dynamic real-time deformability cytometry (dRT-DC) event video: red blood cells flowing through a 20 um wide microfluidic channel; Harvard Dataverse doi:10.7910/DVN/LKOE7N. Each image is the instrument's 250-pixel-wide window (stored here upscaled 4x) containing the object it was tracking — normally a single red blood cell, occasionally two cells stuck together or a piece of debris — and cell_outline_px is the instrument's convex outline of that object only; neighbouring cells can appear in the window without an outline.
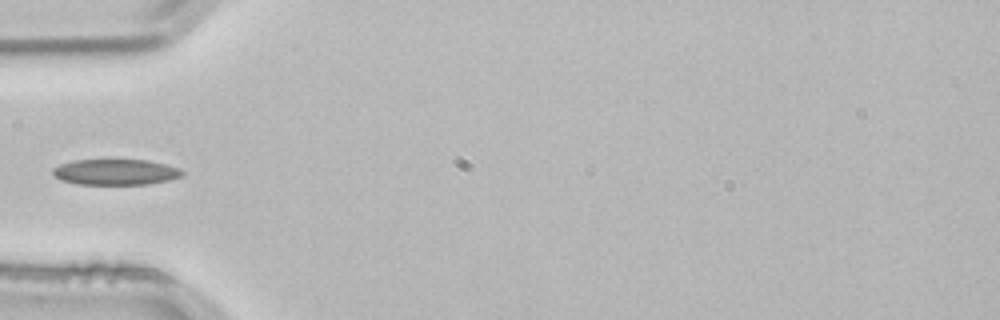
{"species": "common noctule bat (a hibernating species)", "species_latin": "Nyctalus noctula", "temperature_condition": "room temperature", "stored_images_in_passage": 4, "camera_frame_rate_fps": 3000, "um_per_image_px": 0.085, "animal": {"sex": "male", "body_mass_g": 21.5, "forearm_length_mm": 52.0}, "frame": {"image": 1, "passage_image": 4, "time_ms": 1.0, "image_size_px": [1000, 320], "cell_outline_px": [[184, 176], [168, 180], [148, 184], [76, 184], [60, 180], [52, 172], [52, 168], [60, 164], [76, 160], [148, 160], [180, 168], [184, 172]], "centroid_in_image_um": [9.84, 14.62], "position_along_channel_um": 75.2, "area_um2": 19.42}}